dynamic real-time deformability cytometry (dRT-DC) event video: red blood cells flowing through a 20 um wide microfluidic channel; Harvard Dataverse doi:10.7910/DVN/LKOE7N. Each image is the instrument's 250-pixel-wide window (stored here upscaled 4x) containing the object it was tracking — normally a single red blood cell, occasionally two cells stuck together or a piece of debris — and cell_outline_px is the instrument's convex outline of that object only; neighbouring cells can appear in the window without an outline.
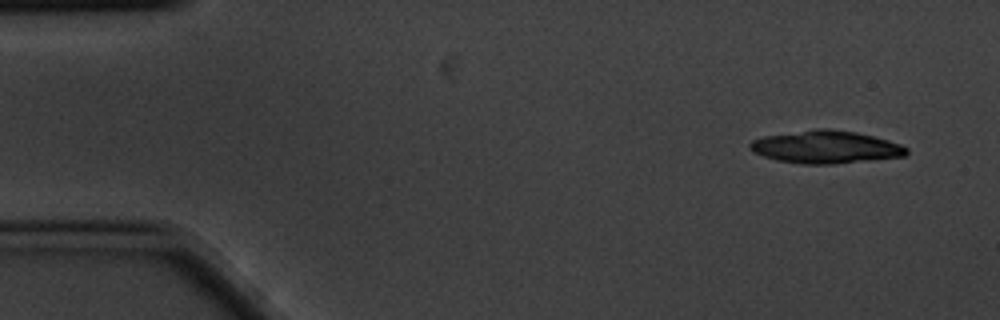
{"species": "common noctule bat (a hibernating species)", "species_latin": "Nyctalus noctula", "temperature_condition": "cold", "stored_images_in_passage": 3, "camera_frame_rate_fps": 3000, "um_per_image_px": 0.085, "animal": {"sex": "male", "body_mass_g": 20.1, "forearm_length_mm": 53.5}, "frame": {"image": 1, "passage_image": 1, "time_ms": 0.0, "image_size_px": [1000, 320], "cell_outline_px": [[908, 152], [904, 156], [832, 164], [804, 164], [776, 160], [764, 156], [748, 148], [748, 144], [752, 140], [764, 136], [816, 128], [828, 128], [856, 132], [888, 140], [900, 144], [908, 148]], "centroid_in_image_um": [70.17, 12.49], "position_along_channel_um": 14.8, "area_um2": 29.65}}